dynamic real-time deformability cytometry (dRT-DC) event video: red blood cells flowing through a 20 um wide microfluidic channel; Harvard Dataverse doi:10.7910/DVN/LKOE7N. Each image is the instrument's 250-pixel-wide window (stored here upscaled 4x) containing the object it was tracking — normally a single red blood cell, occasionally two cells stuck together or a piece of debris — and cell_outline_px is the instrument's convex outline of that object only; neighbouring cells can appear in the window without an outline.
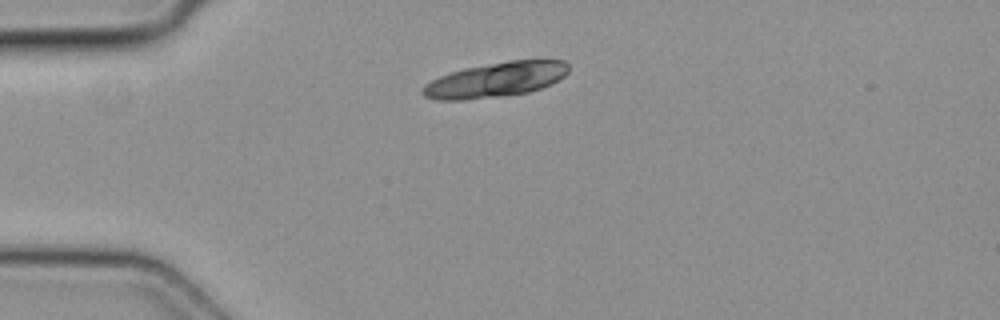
{"species": "common noctule bat (a hibernating species)", "species_latin": "Nyctalus noctula", "temperature_condition": "cold", "stored_images_in_passage": 3, "segment_of_instrument_passage": [1, 2], "camera_frame_rate_fps": 3000, "um_per_image_px": 0.085, "animal": {"sex": "female", "body_mass_g": 19.3, "forearm_length_mm": 54.1}, "frame": {"image": 1, "passage_image": 1, "time_ms": 0.0, "image_size_px": [1000, 320], "cell_outline_px": [[568, 72], [564, 76], [540, 88], [528, 92], [504, 96], [464, 100], [436, 100], [424, 96], [420, 92], [420, 88], [424, 84], [440, 76], [464, 68], [508, 60], [564, 60], [568, 64]], "centroid_in_image_um": [42.08, 6.78], "position_along_channel_um": 42.9, "area_um2": 29.59}}